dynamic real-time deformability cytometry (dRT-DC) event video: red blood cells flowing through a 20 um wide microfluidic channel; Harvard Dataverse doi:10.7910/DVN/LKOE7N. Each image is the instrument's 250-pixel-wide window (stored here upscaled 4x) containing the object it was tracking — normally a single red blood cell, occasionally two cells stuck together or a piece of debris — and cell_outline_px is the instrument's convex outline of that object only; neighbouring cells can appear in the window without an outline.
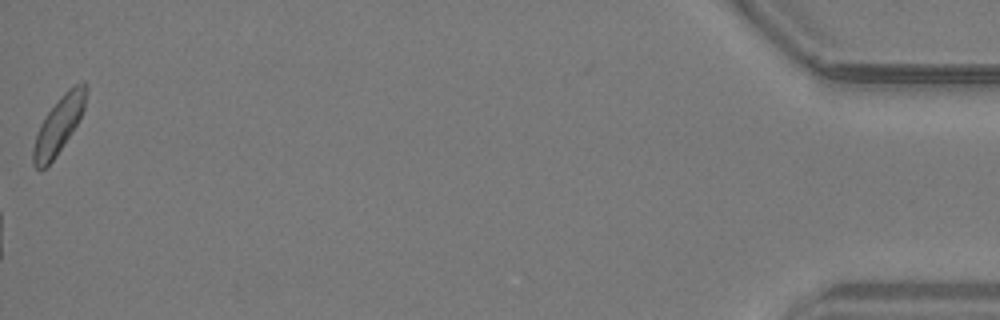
{"species": "common noctule bat (a hibernating species)", "species_latin": "Nyctalus noctula", "temperature_condition": "warm", "stored_images_in_passage": 36, "camera_frame_rate_fps": 3000, "um_per_image_px": 0.085, "animal": {"sex": "male", "body_mass_g": 19.2, "forearm_length_mm": 51.8}, "frame": {"image": 1, "passage_image": 36, "time_ms": 11.667, "image_size_px": [1000, 320], "cell_outline_px": [[88, 88], [84, 108], [76, 124], [56, 156], [40, 172], [32, 164], [32, 148], [40, 124], [48, 112], [60, 96], [72, 84], [84, 80], [88, 84]], "centroid_in_image_um": [4.99, 10.59], "position_along_channel_um": 430.2, "area_um2": 17.46}}